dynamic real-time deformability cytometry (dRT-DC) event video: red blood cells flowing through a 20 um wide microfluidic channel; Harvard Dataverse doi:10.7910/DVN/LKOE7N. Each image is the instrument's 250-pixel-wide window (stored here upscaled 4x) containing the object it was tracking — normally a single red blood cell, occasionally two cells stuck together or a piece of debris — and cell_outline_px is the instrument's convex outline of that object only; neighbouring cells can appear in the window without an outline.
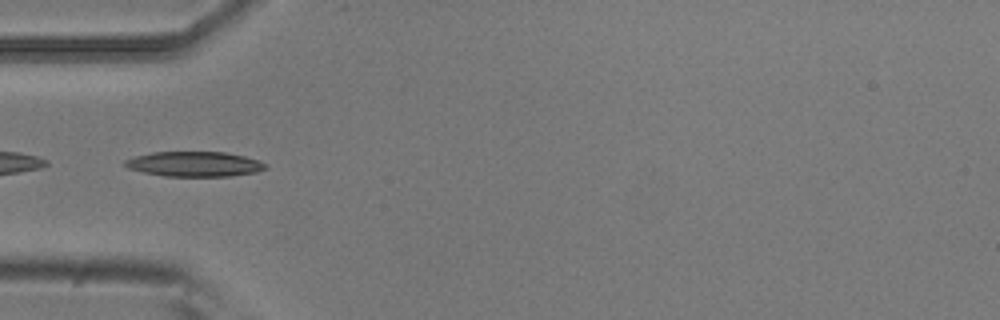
{"species": "common noctule bat (a hibernating species)", "species_latin": "Nyctalus noctula", "temperature_condition": "room temperature", "stored_images_in_passage": 6, "camera_frame_rate_fps": 3000, "um_per_image_px": 0.085, "animal": {"sex": "male", "body_mass_g": 20.5, "forearm_length_mm": 52.5}, "frame": {"image": 1, "passage_image": 4, "time_ms": 1.0, "image_size_px": [1000, 320], "cell_outline_px": [[268, 168], [256, 172], [232, 176], [164, 176], [144, 172], [128, 168], [124, 164], [124, 160], [136, 156], [152, 152], [224, 152], [244, 156], [268, 164]], "centroid_in_image_um": [16.54, 13.95], "position_along_channel_um": 68.5, "area_um2": 20.4}}
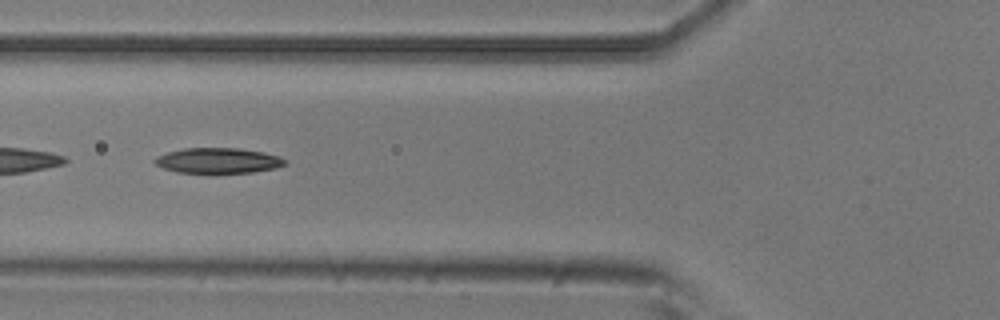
{"frame": {"image": 2, "passage_image": 5, "time_ms": 1.333, "image_size_px": [1000, 320], "cell_outline_px": [[288, 164], [276, 168], [252, 172], [176, 172], [164, 168], [156, 164], [152, 160], [156, 156], [168, 152], [184, 148], [240, 148], [264, 152], [280, 156], [288, 160]], "centroid_in_image_um": [18.58, 13.63], "position_along_channel_um": 107.2, "area_um2": 19.25}}
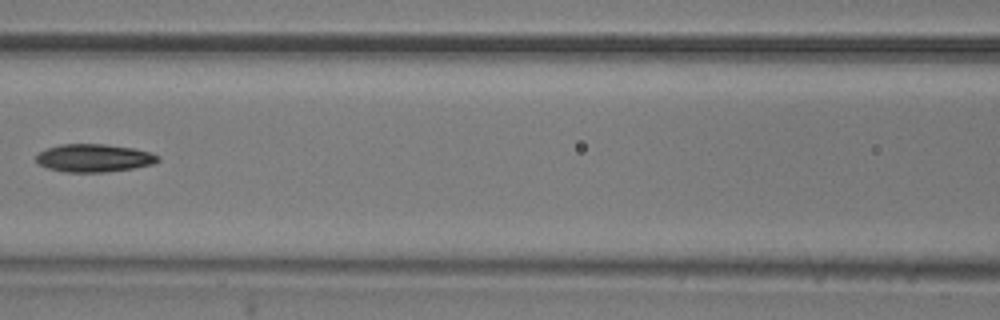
{"frame": {"image": 3, "passage_image": 6, "time_ms": 1.667, "image_size_px": [1000, 320], "cell_outline_px": [[160, 160], [152, 164], [132, 168], [104, 172], [64, 172], [48, 168], [36, 164], [36, 156], [40, 152], [48, 148], [60, 144], [104, 144], [132, 148], [152, 152], [160, 156]], "centroid_in_image_um": [7.98, 13.43], "position_along_channel_um": 158.6, "area_um2": 19.83}}